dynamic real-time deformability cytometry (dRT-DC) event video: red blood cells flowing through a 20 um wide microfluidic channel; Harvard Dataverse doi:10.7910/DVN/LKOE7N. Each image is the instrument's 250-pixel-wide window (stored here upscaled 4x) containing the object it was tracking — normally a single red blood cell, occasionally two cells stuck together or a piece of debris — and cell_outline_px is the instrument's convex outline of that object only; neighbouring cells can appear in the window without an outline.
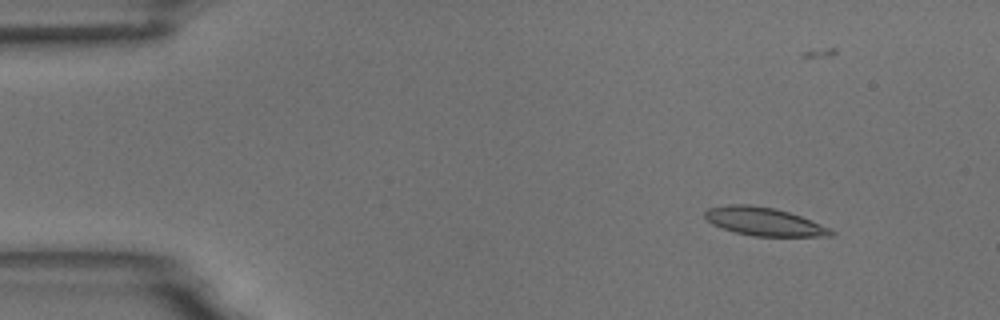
{"species": "common noctule bat (a hibernating species)", "species_latin": "Nyctalus noctula", "temperature_condition": "room temperature", "stored_images_in_passage": 5, "camera_frame_rate_fps": 3000, "um_per_image_px": 0.085, "animal": {"sex": "male", "body_mass_g": 18.8}, "frame": {"image": 1, "passage_image": 2, "time_ms": 1.0, "image_size_px": [1000, 320], "cell_outline_px": [[836, 232], [832, 236], [752, 236], [736, 232], [712, 224], [704, 216], [704, 212], [708, 208], [728, 204], [748, 204], [776, 208], [800, 216], [828, 228]], "centroid_in_image_um": [64.91, 18.82], "position_along_channel_um": 20.1, "area_um2": 20.52}}
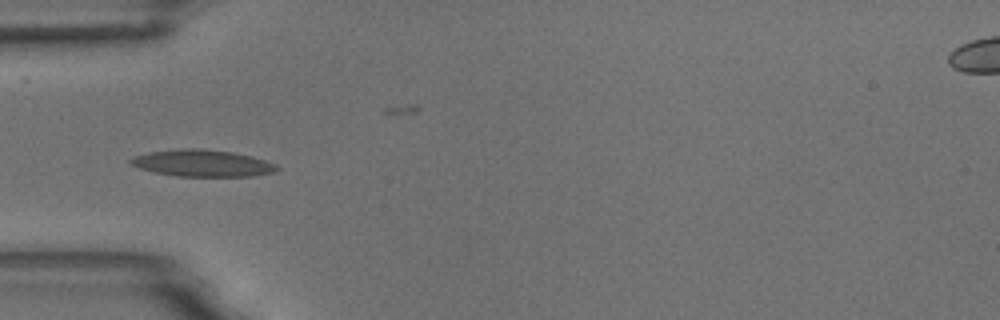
{"frame": {"image": 2, "passage_image": 5, "time_ms": 4.667, "image_size_px": [1000, 320], "cell_outline_px": [[280, 168], [272, 172], [252, 176], [176, 176], [152, 172], [128, 164], [128, 160], [136, 156], [148, 152], [180, 148], [200, 148], [232, 152], [252, 156], [276, 164]], "centroid_in_image_um": [17.16, 13.86], "position_along_channel_um": 67.8, "area_um2": 22.89}}